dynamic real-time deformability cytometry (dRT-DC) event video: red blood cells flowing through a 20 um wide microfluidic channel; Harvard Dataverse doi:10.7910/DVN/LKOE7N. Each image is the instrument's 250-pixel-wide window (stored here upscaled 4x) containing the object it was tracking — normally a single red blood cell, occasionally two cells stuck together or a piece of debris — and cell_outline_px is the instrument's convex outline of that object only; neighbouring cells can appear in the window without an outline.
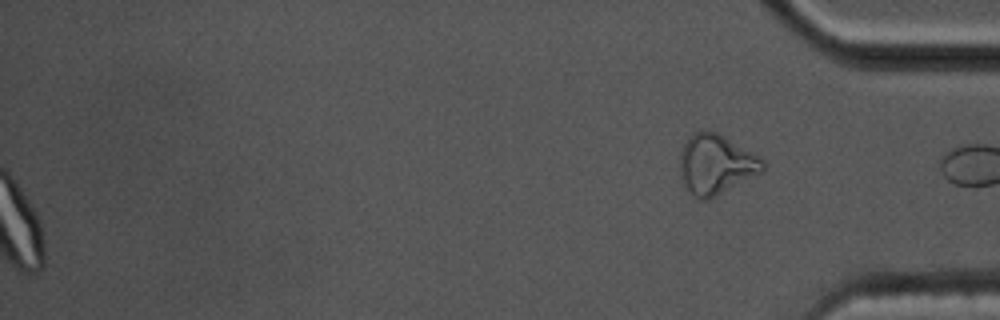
{"species": "common noctule bat (a hibernating species)", "species_latin": "Nyctalus noctula", "temperature_condition": "cold", "stored_images_in_passage": 47, "segment_of_instrument_passage": [3, 3], "camera_frame_rate_fps": 3000, "um_per_image_px": 0.085, "animal": {"sex": "male", "body_mass_g": 17.5, "forearm_length_mm": 52.3}, "frame": {"image": 1, "passage_image": 47, "time_ms": 15.333, "image_size_px": [1000, 320], "cell_outline_px": [[764, 172], [708, 200], [696, 200], [692, 196], [684, 184], [680, 176], [680, 148], [692, 132], [700, 128], [716, 132], [724, 136], [760, 156], [764, 160]], "centroid_in_image_um": [60.83, 13.96], "position_along_channel_um": 374.4, "area_um2": 29.54}}